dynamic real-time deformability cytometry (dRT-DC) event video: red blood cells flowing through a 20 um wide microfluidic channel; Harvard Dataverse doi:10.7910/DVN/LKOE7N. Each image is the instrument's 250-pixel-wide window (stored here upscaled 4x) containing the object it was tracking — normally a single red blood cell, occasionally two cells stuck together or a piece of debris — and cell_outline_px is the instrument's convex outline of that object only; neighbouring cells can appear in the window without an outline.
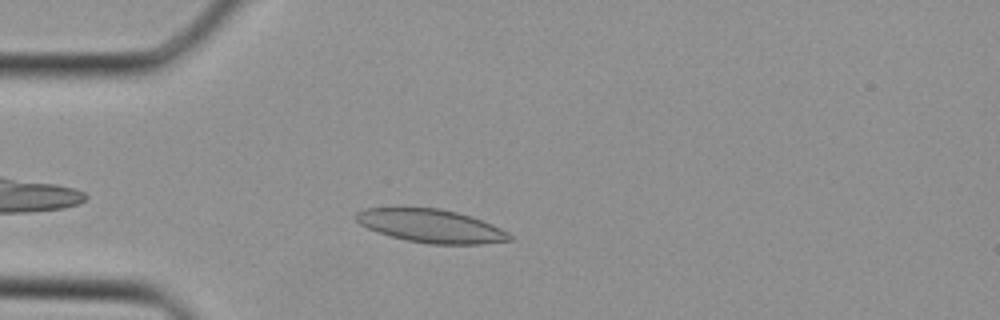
{"species": "Egyptian fruit bat (a non-hibernating species)", "species_latin": "Rousettus aegyptiacus", "temperature_condition": "cold", "stored_images_in_passage": 27, "camera_frame_rate_fps": 3000, "um_per_image_px": 0.085, "animal": {"sex": "female"}, "frame": {"image": 1, "passage_image": 4, "time_ms": 1.0, "image_size_px": [1000, 320], "cell_outline_px": [[512, 240], [480, 244], [428, 244], [408, 240], [392, 236], [368, 228], [360, 224], [356, 220], [356, 212], [368, 208], [440, 208], [456, 212], [492, 224], [508, 232], [512, 236]], "centroid_in_image_um": [36.66, 19.21], "position_along_channel_um": 48.3, "area_um2": 29.3}}
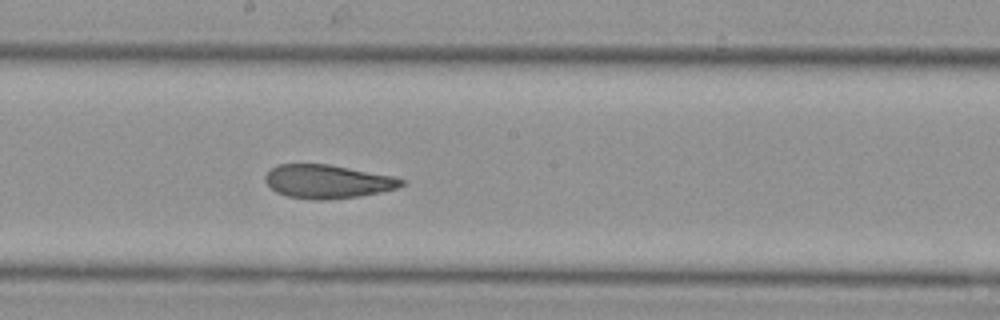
{"frame": {"image": 2, "passage_image": 14, "time_ms": 4.333, "image_size_px": [1000, 320], "cell_outline_px": [[408, 184], [396, 188], [380, 192], [360, 196], [328, 200], [316, 200], [288, 196], [276, 192], [264, 180], [264, 176], [276, 164], [328, 164], [392, 176], [404, 180]], "centroid_in_image_um": [27.84, 15.43], "position_along_channel_um": 220.4, "area_um2": 26.59}}
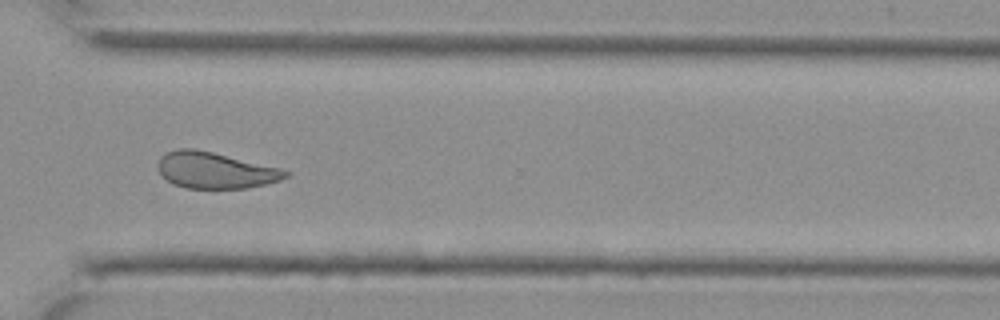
{"frame": {"image": 3, "passage_image": 21, "time_ms": 6.667, "image_size_px": [1000, 320], "cell_outline_px": [[288, 176], [280, 180], [248, 188], [184, 188], [172, 184], [156, 168], [160, 156], [168, 152], [180, 148], [192, 148], [212, 152], [280, 168], [288, 172]], "centroid_in_image_um": [18.25, 14.48], "position_along_channel_um": 352.3, "area_um2": 26.7}}